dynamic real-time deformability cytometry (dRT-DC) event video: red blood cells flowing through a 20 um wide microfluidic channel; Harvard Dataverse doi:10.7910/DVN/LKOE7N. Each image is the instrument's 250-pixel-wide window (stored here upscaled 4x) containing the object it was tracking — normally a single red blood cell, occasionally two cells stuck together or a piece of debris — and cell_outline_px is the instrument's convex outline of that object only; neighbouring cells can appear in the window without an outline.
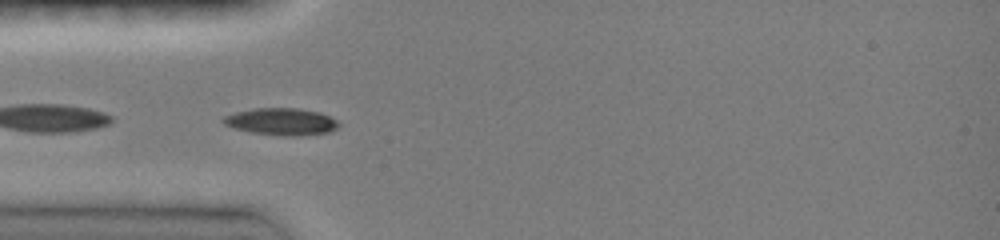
{"species": "common noctule bat (a hibernating species)", "species_latin": "Nyctalus noctula", "temperature_condition": "room temperature", "stored_images_in_passage": 29, "camera_frame_rate_fps": 3000, "um_per_image_px": 0.085, "animal": {"sex": "female", "body_mass_g": 19.0, "forearm_length_mm": 51.5}, "frame": {"image": 1, "passage_image": 1, "time_ms": 0.0, "image_size_px": [1000, 240], "cell_outline_px": [[340, 124], [332, 132], [296, 136], [288, 136], [252, 132], [236, 128], [224, 124], [220, 120], [224, 116], [236, 112], [252, 108], [296, 108], [320, 112], [336, 120]], "centroid_in_image_um": [23.92, 10.33], "position_along_channel_um": 61.1, "area_um2": 18.09}, "authors_computed_cell_mechanics": {"area_um2": 17.3978, "velocity_mm_per_s": 4.0941, "shape_relaxation_time_tau1_ms": 1.6091, "shape_relaxation_time_tau2_ms": 7.5125, "deformation_change_tau1": 0.1198, "deformation_change_tau2": 0.0835}}